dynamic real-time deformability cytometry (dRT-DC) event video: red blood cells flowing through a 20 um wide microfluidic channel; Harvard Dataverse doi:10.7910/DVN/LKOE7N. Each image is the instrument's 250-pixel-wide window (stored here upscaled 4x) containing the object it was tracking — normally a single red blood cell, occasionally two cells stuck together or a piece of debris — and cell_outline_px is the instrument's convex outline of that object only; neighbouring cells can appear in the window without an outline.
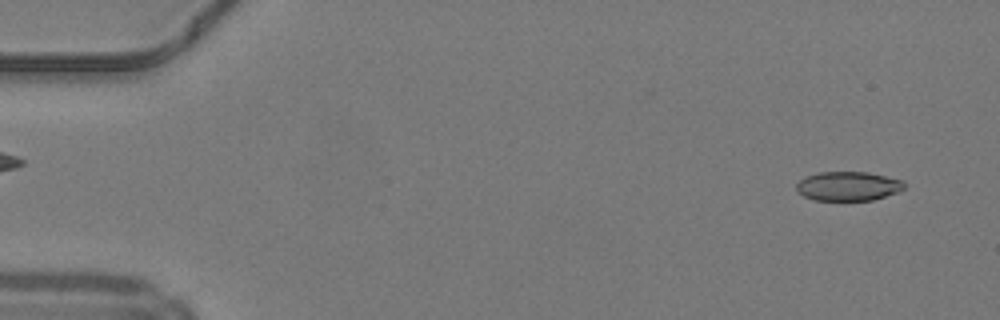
{"species": "common noctule bat (a hibernating species)", "species_latin": "Nyctalus noctula", "temperature_condition": "warm", "stored_images_in_passage": 22, "camera_frame_rate_fps": 3000, "um_per_image_px": 0.085, "animal": {"sex": "male", "body_mass_g": 19.2, "forearm_length_mm": 51.8}, "frame": {"image": 1, "passage_image": 3, "time_ms": 0.667, "image_size_px": [1000, 320], "cell_outline_px": [[904, 188], [896, 192], [872, 200], [812, 200], [796, 192], [796, 184], [804, 176], [816, 172], [868, 172], [904, 180]], "centroid_in_image_um": [72.04, 15.81], "position_along_channel_um": 13.0, "area_um2": 18.44}}
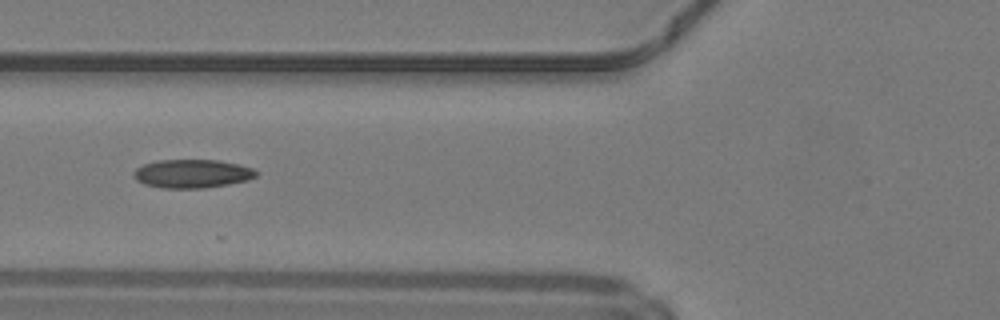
{"frame": {"image": 2, "passage_image": 19, "time_ms": 6.0, "image_size_px": [1000, 320], "cell_outline_px": [[260, 172], [256, 176], [248, 180], [228, 184], [204, 188], [160, 188], [144, 184], [136, 180], [132, 176], [132, 172], [136, 168], [144, 164], [156, 160], [220, 160], [240, 164], [252, 168]], "centroid_in_image_um": [16.33, 14.76], "position_along_channel_um": 109.5, "area_um2": 20.63}}
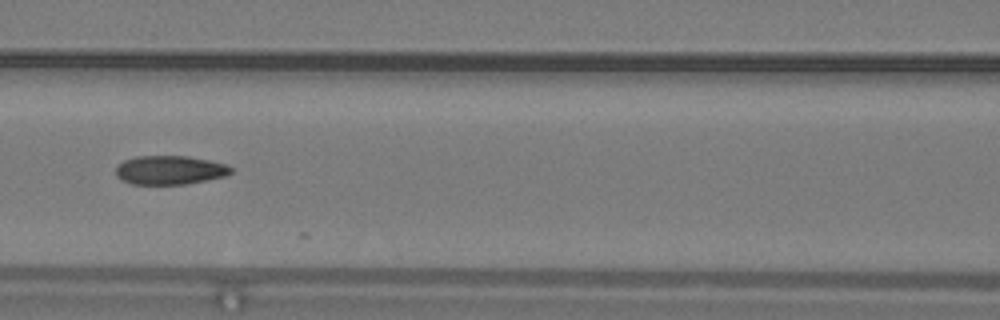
{"frame": {"image": 3, "passage_image": 22, "time_ms": 7.0, "image_size_px": [1000, 320], "cell_outline_px": [[232, 172], [224, 176], [184, 184], [132, 184], [120, 180], [116, 176], [116, 168], [124, 160], [136, 156], [188, 156], [208, 160], [224, 164], [232, 168]], "centroid_in_image_um": [14.39, 14.45], "position_along_channel_um": 152.2, "area_um2": 19.19}}